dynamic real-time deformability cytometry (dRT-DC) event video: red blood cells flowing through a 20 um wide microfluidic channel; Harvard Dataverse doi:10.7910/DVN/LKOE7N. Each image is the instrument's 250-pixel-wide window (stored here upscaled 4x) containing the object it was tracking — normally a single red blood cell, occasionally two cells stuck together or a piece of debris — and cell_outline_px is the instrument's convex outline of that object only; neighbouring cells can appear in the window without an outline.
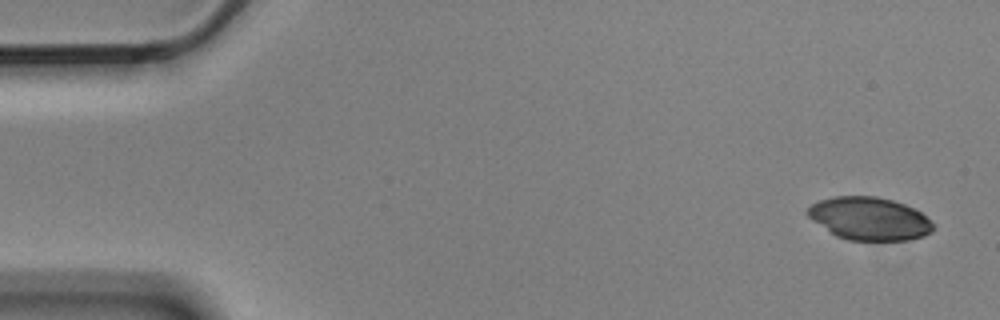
{"species": "Egyptian fruit bat (a non-hibernating species)", "species_latin": "Rousettus aegyptiacus", "temperature_condition": "cold", "stored_images_in_passage": 5, "camera_frame_rate_fps": 3000, "um_per_image_px": 0.085, "animal": {"sex": "male"}, "frame": {"image": 1, "passage_image": 1, "time_ms": 0.0, "image_size_px": [1000, 320], "cell_outline_px": [[932, 232], [924, 236], [908, 240], [848, 240], [836, 236], [812, 220], [804, 212], [812, 204], [820, 200], [836, 196], [876, 196], [892, 200], [904, 204], [920, 212], [932, 224]], "centroid_in_image_um": [73.86, 18.58], "position_along_channel_um": 11.1, "area_um2": 31.15}}
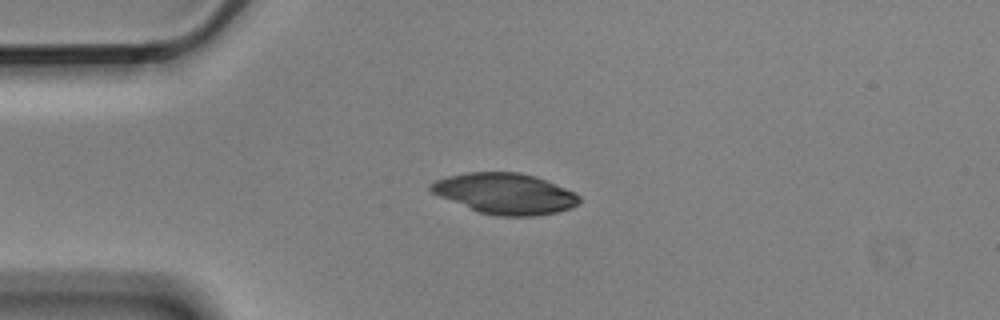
{"frame": {"image": 2, "passage_image": 4, "time_ms": 1.0, "image_size_px": [1000, 320], "cell_outline_px": [[580, 200], [572, 208], [556, 212], [536, 216], [496, 216], [480, 212], [440, 196], [432, 192], [428, 188], [428, 184], [436, 180], [448, 176], [468, 172], [520, 172], [536, 176], [564, 188], [580, 196]], "centroid_in_image_um": [42.92, 16.45], "position_along_channel_um": 42.1, "area_um2": 34.97}}